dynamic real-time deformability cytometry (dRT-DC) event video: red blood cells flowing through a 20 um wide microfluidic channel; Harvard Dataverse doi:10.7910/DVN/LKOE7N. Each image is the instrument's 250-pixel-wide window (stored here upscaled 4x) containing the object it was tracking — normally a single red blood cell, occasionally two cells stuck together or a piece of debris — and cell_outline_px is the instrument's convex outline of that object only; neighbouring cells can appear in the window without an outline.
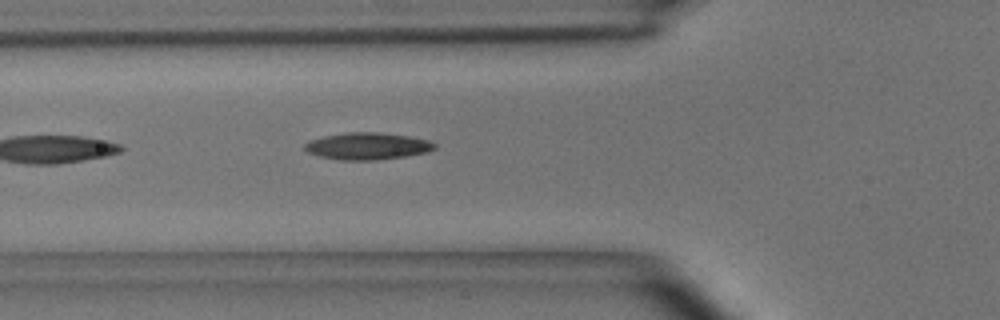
{"species": "common noctule bat (a hibernating species)", "species_latin": "Nyctalus noctula", "temperature_condition": "room temperature", "stored_images_in_passage": 5, "camera_frame_rate_fps": 3000, "um_per_image_px": 0.085, "animal": {"sex": "male", "body_mass_g": 15.6}, "frame": {"image": 1, "passage_image": 5, "time_ms": 1.333, "image_size_px": [1000, 320], "cell_outline_px": [[436, 148], [428, 152], [404, 156], [376, 160], [340, 160], [320, 156], [308, 152], [304, 148], [304, 144], [308, 140], [324, 136], [348, 132], [376, 132], [408, 136], [428, 140], [436, 144]], "centroid_in_image_um": [31.22, 12.42], "position_along_channel_um": 94.6, "area_um2": 20.35}}